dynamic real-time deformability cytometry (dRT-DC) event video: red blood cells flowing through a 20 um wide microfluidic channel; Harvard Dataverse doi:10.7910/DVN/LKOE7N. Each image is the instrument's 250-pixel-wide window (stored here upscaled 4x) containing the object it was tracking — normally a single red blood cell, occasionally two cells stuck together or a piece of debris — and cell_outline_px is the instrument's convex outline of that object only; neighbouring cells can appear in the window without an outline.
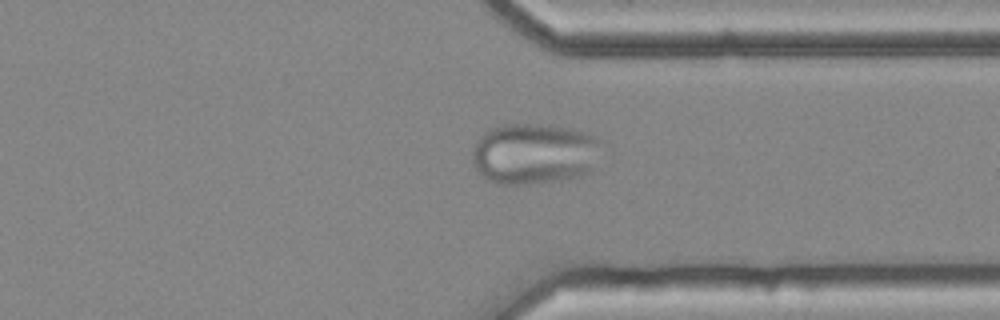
{"species": "common noctule bat (a hibernating species)", "species_latin": "Nyctalus noctula", "temperature_condition": "cold", "stored_images_in_passage": 52, "camera_frame_rate_fps": 3000, "um_per_image_px": 0.085, "animal": {"sex": "female", "body_mass_g": 25.1}, "frame": {"image": 1, "passage_image": 39, "time_ms": 12.667, "image_size_px": [1000, 320], "cell_outline_px": [[600, 140], [592, 172], [580, 176], [560, 180], [524, 184], [496, 184], [480, 176], [476, 172], [472, 164], [472, 152], [476, 140], [484, 132], [492, 128], [504, 124], [548, 124], [568, 128], [584, 132], [596, 136]], "centroid_in_image_um": [45.35, 13.07], "position_along_channel_um": 366.1, "area_um2": 46.3}}
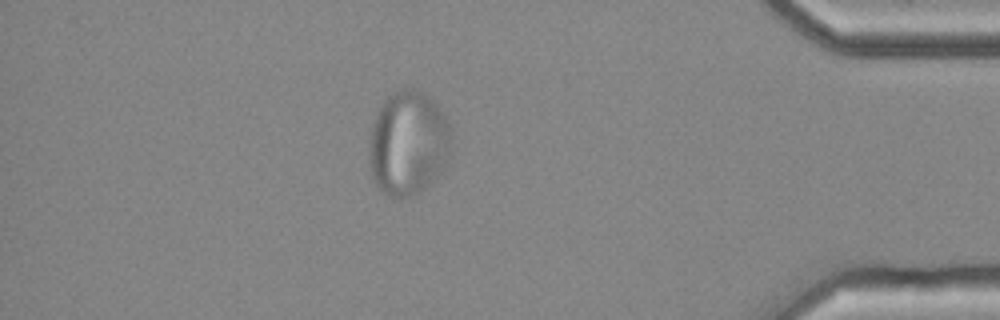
{"frame": {"image": 2, "passage_image": 45, "time_ms": 14.667, "image_size_px": [1000, 320], "cell_outline_px": [[452, 156], [444, 168], [424, 188], [408, 196], [388, 196], [376, 184], [372, 176], [368, 148], [368, 144], [376, 112], [380, 104], [396, 88], [412, 88], [424, 92], [440, 108], [452, 128]], "centroid_in_image_um": [34.73, 12.12], "position_along_channel_um": 400.5, "area_um2": 50.58}}